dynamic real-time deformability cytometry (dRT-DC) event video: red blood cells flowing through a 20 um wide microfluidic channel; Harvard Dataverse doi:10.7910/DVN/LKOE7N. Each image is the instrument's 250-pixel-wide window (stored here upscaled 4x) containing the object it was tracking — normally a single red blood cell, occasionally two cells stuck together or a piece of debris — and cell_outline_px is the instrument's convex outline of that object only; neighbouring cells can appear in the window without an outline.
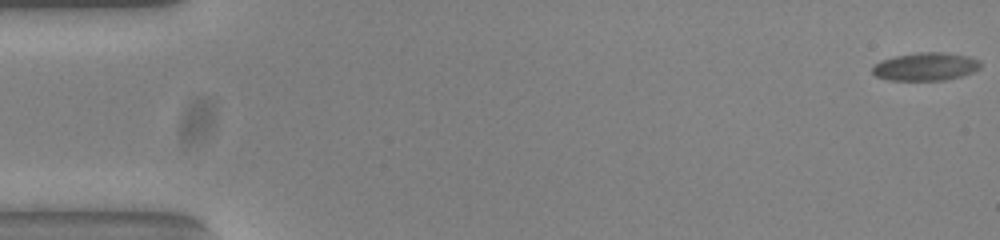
{"species": "common noctule bat (a hibernating species)", "species_latin": "Nyctalus noctula", "temperature_condition": "warm", "stored_images_in_passage": 54, "camera_frame_rate_fps": 3000, "um_per_image_px": 0.085, "animal": {"sex": "female", "body_mass_g": 23.0, "forearm_length_mm": 53.4}, "frame": {"image": 1, "passage_image": 1, "time_ms": 0.0, "image_size_px": [1000, 240], "cell_outline_px": [[980, 68], [976, 72], [964, 76], [944, 80], [888, 80], [876, 76], [872, 72], [872, 68], [876, 64], [884, 60], [896, 56], [920, 52], [940, 52], [968, 56], [980, 60]], "centroid_in_image_um": [78.74, 5.67], "position_along_channel_um": 6.3, "area_um2": 17.63}}
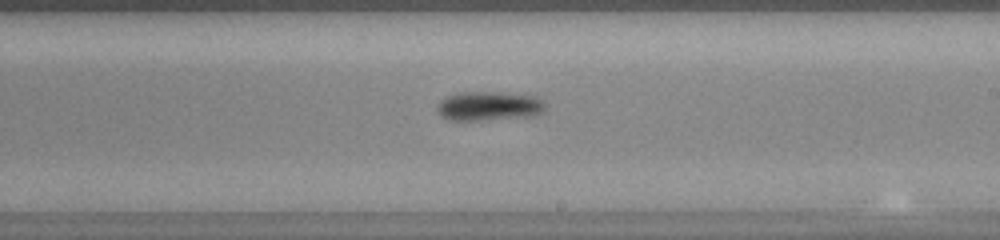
{"frame": {"image": 2, "passage_image": 32, "time_ms": 10.333, "image_size_px": [1000, 240], "cell_outline_px": [[544, 112], [528, 116], [480, 120], [452, 120], [440, 116], [436, 108], [440, 100], [448, 96], [460, 92], [500, 92], [536, 96], [544, 100]], "centroid_in_image_um": [41.55, 9.0], "position_along_channel_um": 247.5, "area_um2": 18.32}}
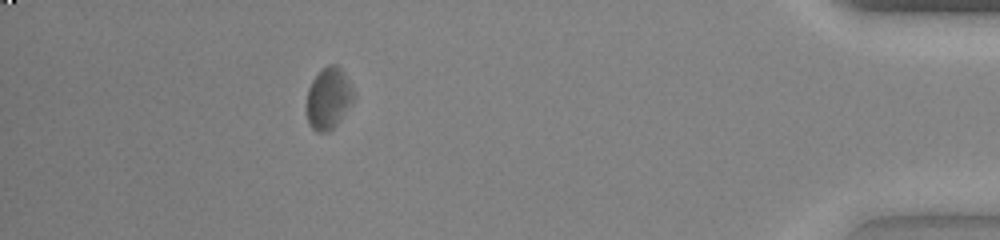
{"frame": {"image": 3, "passage_image": 49, "time_ms": 16.0, "image_size_px": [1000, 240], "cell_outline_px": [[352, 96], [340, 120], [328, 132], [316, 132], [308, 124], [308, 88], [312, 80], [328, 64], [336, 64], [344, 72], [352, 88]], "centroid_in_image_um": [27.89, 8.35], "position_along_channel_um": 407.3, "area_um2": 16.13}, "authors_computed_cell_mechanics": {"area_um2": 17.1088, "velocity_mm_per_s": 3.7869, "shape_relaxation_time_tau1_ms": 2.1532, "shape_relaxation_time_tau2_ms": null, "deformation_change_tau1": 0.0869, "deformation_change_tau2": null}}